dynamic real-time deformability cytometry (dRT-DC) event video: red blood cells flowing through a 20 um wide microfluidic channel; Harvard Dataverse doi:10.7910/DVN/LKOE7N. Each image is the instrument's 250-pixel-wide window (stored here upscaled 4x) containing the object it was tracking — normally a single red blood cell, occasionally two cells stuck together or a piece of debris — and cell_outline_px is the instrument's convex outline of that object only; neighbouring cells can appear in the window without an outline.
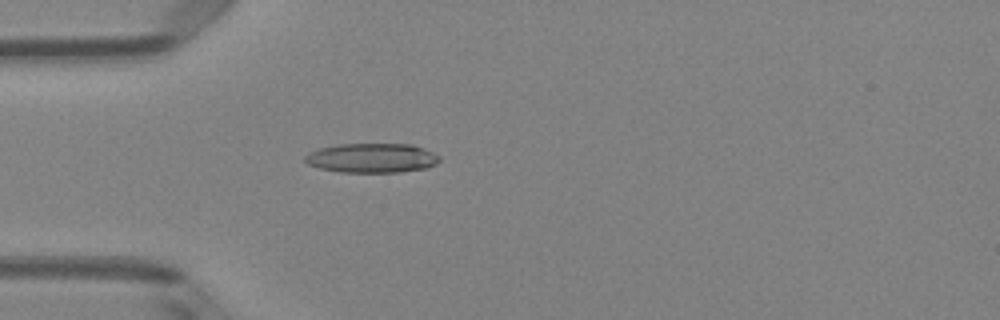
{"species": "Egyptian fruit bat (a non-hibernating species)", "species_latin": "Rousettus aegyptiacus", "temperature_condition": "room temperature", "stored_images_in_passage": 5, "camera_frame_rate_fps": 3000, "um_per_image_px": 0.085, "animal": {"sex": "female"}, "frame": {"image": 1, "passage_image": 5, "time_ms": 1.333, "image_size_px": [1000, 320], "cell_outline_px": [[440, 160], [436, 164], [428, 168], [400, 172], [340, 172], [320, 168], [308, 164], [304, 160], [304, 156], [308, 152], [320, 148], [340, 144], [412, 144], [424, 148], [440, 156]], "centroid_in_image_um": [31.63, 13.43], "position_along_channel_um": 53.4, "area_um2": 23.18}}